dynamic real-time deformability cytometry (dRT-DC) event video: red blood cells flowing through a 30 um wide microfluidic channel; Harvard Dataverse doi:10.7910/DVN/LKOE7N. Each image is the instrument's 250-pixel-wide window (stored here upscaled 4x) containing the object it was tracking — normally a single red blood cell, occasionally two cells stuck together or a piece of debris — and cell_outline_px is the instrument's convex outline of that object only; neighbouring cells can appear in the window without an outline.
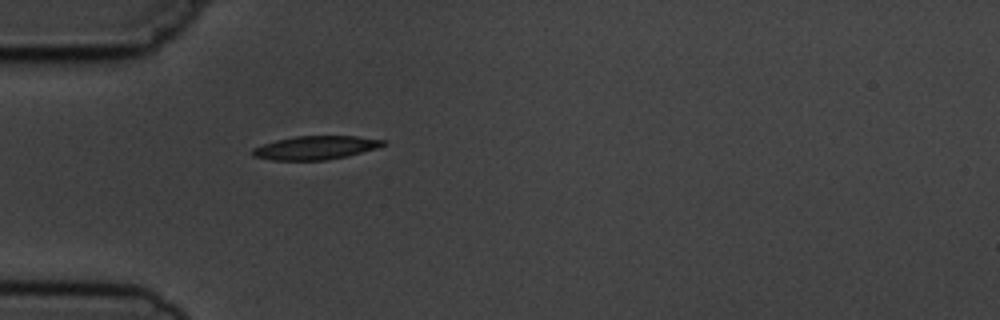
{"species": "common noctule bat (a hibernating species)", "species_latin": "Nyctalus noctula", "temperature_condition": "cold", "stored_images_in_passage": 5, "camera_frame_rate_fps": 3000, "um_per_image_px": 0.085, "animal": {"sex": "male", "body_mass_g": 19.5, "forearm_length_mm": 54.6}, "frame": {"image": 1, "passage_image": 5, "time_ms": 5.0, "image_size_px": [1000, 320], "cell_outline_px": [[388, 144], [376, 148], [348, 156], [324, 160], [272, 160], [252, 156], [252, 148], [276, 140], [296, 136], [356, 136], [384, 140]], "centroid_in_image_um": [26.82, 12.55], "position_along_channel_um": 58.2, "area_um2": 17.86}}